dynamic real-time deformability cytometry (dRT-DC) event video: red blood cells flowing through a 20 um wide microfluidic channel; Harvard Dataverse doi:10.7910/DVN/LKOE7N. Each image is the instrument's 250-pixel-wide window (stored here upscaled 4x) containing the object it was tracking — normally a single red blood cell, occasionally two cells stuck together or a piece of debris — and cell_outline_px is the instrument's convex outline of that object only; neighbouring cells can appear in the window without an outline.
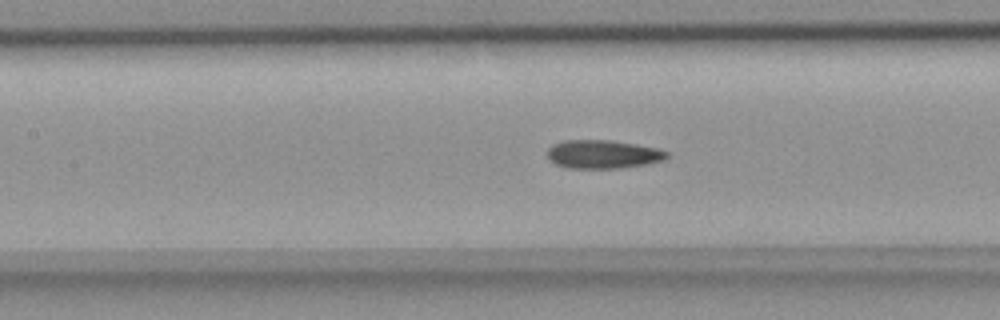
{"species": "common noctule bat (a hibernating species)", "species_latin": "Nyctalus noctula", "temperature_condition": "room temperature", "stored_images_in_passage": 53, "camera_frame_rate_fps": 3000, "um_per_image_px": 0.085, "animal": {"sex": "female", "body_mass_g": 18.4}, "frame": {"image": 1, "passage_image": 23, "time_ms": 7.333, "image_size_px": [1000, 320], "cell_outline_px": [[668, 156], [664, 160], [648, 164], [620, 168], [568, 168], [556, 164], [548, 160], [548, 148], [552, 144], [564, 140], [612, 140], [660, 148], [668, 152]], "centroid_in_image_um": [51.26, 13.11], "position_along_channel_um": 156.1, "area_um2": 20.06}}
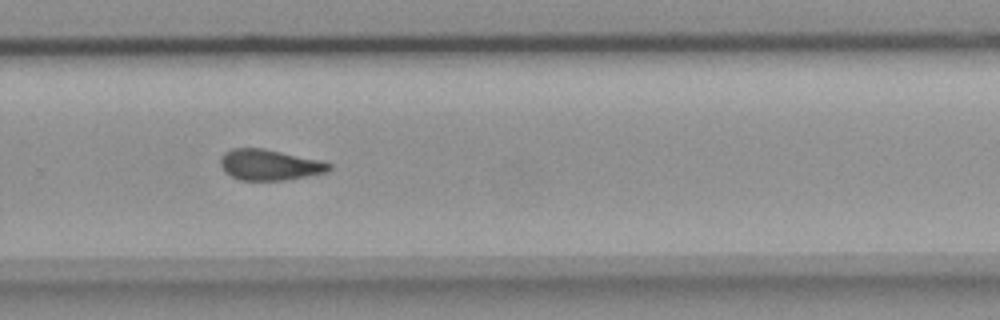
{"frame": {"image": 2, "passage_image": 35, "time_ms": 11.333, "image_size_px": [1000, 320], "cell_outline_px": [[332, 168], [328, 172], [288, 180], [240, 180], [224, 172], [220, 164], [220, 160], [224, 152], [232, 148], [264, 148], [316, 160], [332, 164]], "centroid_in_image_um": [22.89, 14.02], "position_along_channel_um": 306.9, "area_um2": 19.42}}
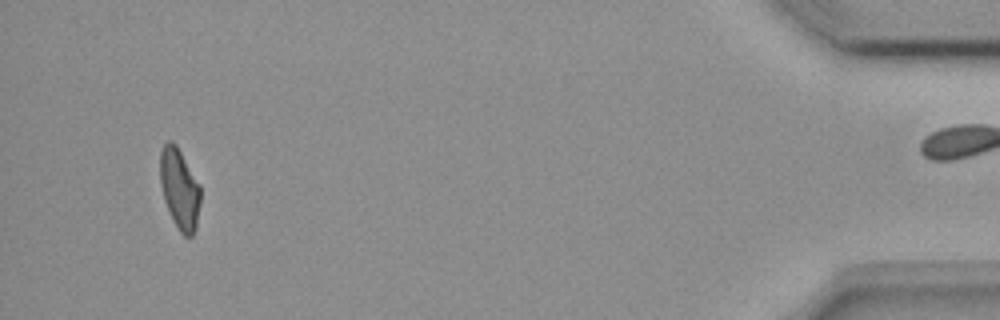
{"frame": {"image": 3, "passage_image": 50, "time_ms": 16.333, "image_size_px": [1000, 320], "cell_outline_px": [[200, 204], [196, 228], [192, 236], [184, 236], [180, 232], [172, 220], [164, 200], [160, 184], [160, 152], [164, 144], [168, 140], [172, 140], [176, 144], [200, 184]], "centroid_in_image_um": [15.26, 16.05], "position_along_channel_um": 419.9, "area_um2": 19.13}, "authors_computed_cell_mechanics": {"area_um2": 19.8254, "velocity_mm_per_s": 3.7948, "shape_relaxation_time_tau1_ms": null, "shape_relaxation_time_tau2_ms": 2.46, "deformation_change_tau1": null, "deformation_change_tau2": 0.0916}}